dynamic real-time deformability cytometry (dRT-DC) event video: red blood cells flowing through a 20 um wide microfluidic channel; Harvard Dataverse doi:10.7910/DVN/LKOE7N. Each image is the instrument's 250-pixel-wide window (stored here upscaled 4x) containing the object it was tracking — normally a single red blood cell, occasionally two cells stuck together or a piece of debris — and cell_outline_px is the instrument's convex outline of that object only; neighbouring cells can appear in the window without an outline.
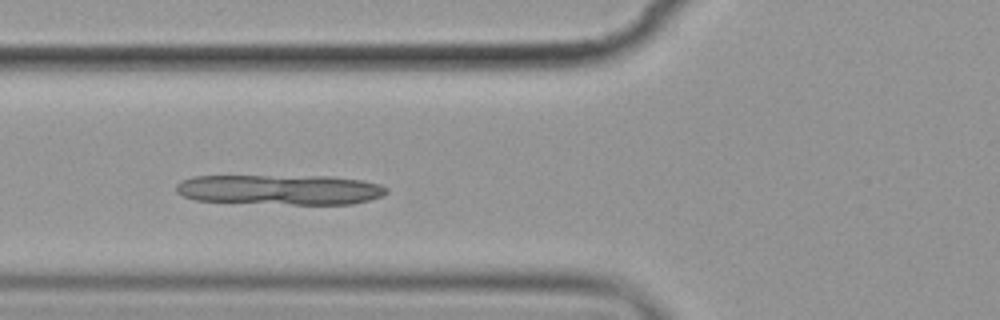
{"species": "common noctule bat (a hibernating species)", "species_latin": "Nyctalus noctula", "temperature_condition": "cold", "stored_images_in_passage": 7, "camera_frame_rate_fps": 3000, "um_per_image_px": 0.085, "animal": {"sex": "female", "body_mass_g": 19.9}, "frame": {"image": 1, "passage_image": 6, "time_ms": 6.0, "image_size_px": [1000, 320], "cell_outline_px": [[388, 192], [380, 196], [368, 200], [352, 204], [292, 204], [196, 200], [184, 196], [176, 192], [176, 184], [180, 180], [192, 176], [328, 176], [364, 180], [380, 184], [388, 188]], "centroid_in_image_um": [23.82, 16.11], "position_along_channel_um": 102.0, "area_um2": 36.93}}
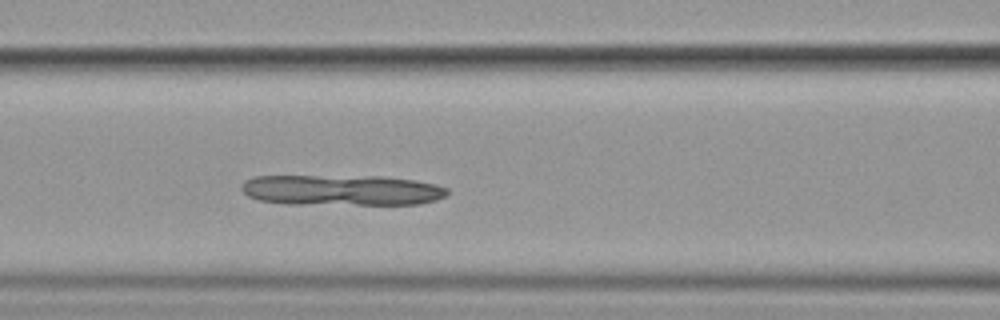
{"frame": {"image": 2, "passage_image": 7, "time_ms": 7.0, "image_size_px": [1000, 320], "cell_outline_px": [[448, 192], [444, 196], [436, 200], [420, 204], [288, 204], [260, 200], [248, 196], [240, 188], [240, 184], [244, 180], [256, 176], [380, 176], [416, 180], [436, 184], [448, 188]], "centroid_in_image_um": [29.03, 16.16], "position_along_channel_um": 137.6, "area_um2": 36.99}}